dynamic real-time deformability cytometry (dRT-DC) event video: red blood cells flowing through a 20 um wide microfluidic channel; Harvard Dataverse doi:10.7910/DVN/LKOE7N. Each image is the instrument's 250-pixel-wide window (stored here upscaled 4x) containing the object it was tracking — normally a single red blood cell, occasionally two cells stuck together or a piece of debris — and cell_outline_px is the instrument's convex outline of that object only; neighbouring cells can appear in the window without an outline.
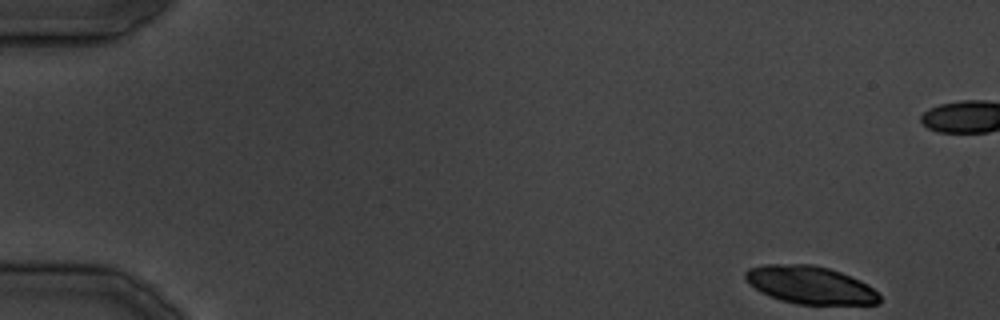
{"species": "common noctule bat (a hibernating species)", "species_latin": "Nyctalus noctula", "temperature_condition": "cold", "stored_images_in_passage": 11, "camera_frame_rate_fps": 3000, "um_per_image_px": 0.085, "animal": {"sex": "male", "body_mass_g": 19.5, "forearm_length_mm": 54.6}, "frame": {"image": 1, "passage_image": 1, "time_ms": 0.0, "image_size_px": [1000, 320], "cell_outline_px": [[880, 304], [796, 304], [780, 300], [768, 296], [760, 292], [744, 276], [744, 272], [748, 268], [764, 264], [812, 264], [828, 268], [840, 272], [860, 280], [868, 284], [880, 296]], "centroid_in_image_um": [68.86, 24.22], "position_along_channel_um": 16.1, "area_um2": 29.48}}